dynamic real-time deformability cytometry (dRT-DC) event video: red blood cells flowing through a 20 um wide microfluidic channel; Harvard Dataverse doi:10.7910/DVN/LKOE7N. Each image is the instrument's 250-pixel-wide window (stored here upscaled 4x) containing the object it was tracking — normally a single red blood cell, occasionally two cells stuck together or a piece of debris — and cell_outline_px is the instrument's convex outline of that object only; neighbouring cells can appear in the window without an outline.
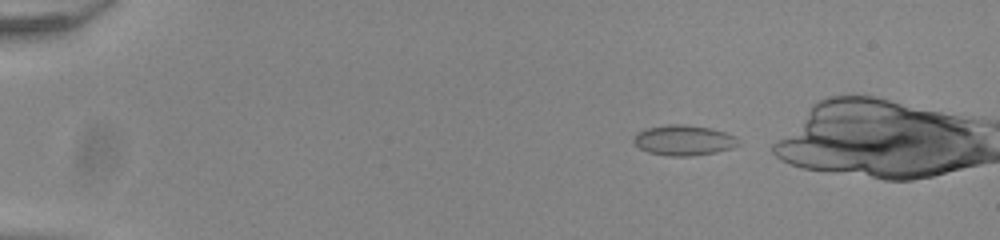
{"species": "common noctule bat (a hibernating species)", "species_latin": "Nyctalus noctula", "temperature_condition": "room temperature", "stored_images_in_passage": 41, "camera_frame_rate_fps": 3000, "um_per_image_px": 0.085, "animal": {"sex": "male", "body_mass_g": 20.0, "forearm_length_mm": 53.3}, "frame": {"image": 1, "passage_image": 3, "time_ms": 0.667, "image_size_px": [1000, 240], "cell_outline_px": [[740, 144], [732, 148], [716, 152], [688, 156], [668, 156], [648, 152], [640, 148], [632, 140], [636, 132], [644, 128], [668, 124], [684, 124], [712, 128], [736, 136]], "centroid_in_image_um": [58.1, 11.91], "position_along_channel_um": 26.9, "area_um2": 18.67}}
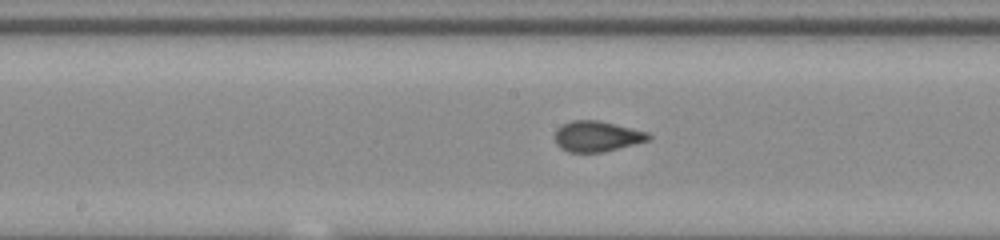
{"frame": {"image": 2, "passage_image": 23, "time_ms": 7.333, "image_size_px": [1000, 240], "cell_outline_px": [[652, 136], [648, 140], [604, 152], [568, 152], [560, 148], [556, 144], [556, 128], [572, 120], [596, 120], [648, 132]], "centroid_in_image_um": [50.72, 11.59], "position_along_channel_um": 197.5, "area_um2": 16.47}}
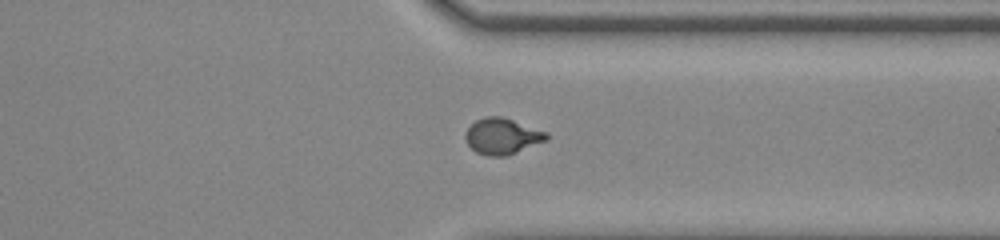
{"frame": {"image": 3, "passage_image": 36, "time_ms": 11.667, "image_size_px": [1000, 240], "cell_outline_px": [[548, 140], [516, 152], [504, 156], [488, 156], [476, 152], [468, 144], [464, 136], [464, 132], [476, 120], [488, 116], [500, 116], [548, 132]], "centroid_in_image_um": [42.68, 11.58], "position_along_channel_um": 368.7, "area_um2": 16.88}}